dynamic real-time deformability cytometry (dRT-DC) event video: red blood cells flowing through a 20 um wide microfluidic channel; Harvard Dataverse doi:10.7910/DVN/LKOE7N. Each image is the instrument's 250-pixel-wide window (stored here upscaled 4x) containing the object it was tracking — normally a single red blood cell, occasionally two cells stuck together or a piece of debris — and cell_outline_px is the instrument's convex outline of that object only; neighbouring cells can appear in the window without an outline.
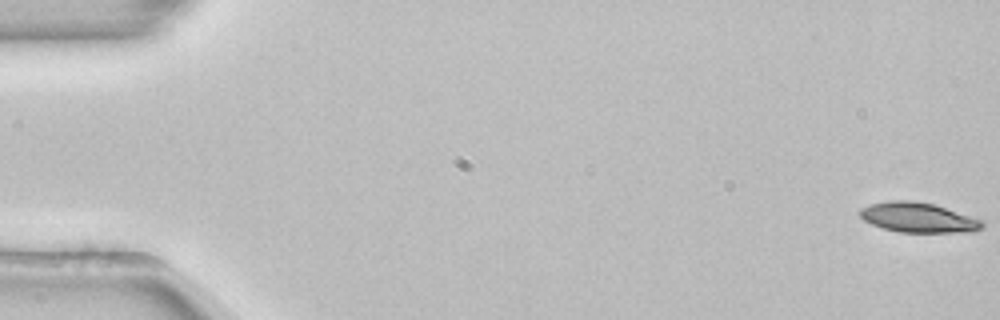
{"species": "common noctule bat (a hibernating species)", "species_latin": "Nyctalus noctula", "temperature_condition": "room temperature", "stored_images_in_passage": 15, "camera_frame_rate_fps": 3000, "um_per_image_px": 0.085, "animal": {"sex": "female", "body_mass_g": 22.7, "forearm_length_mm": 54.2}, "frame": {"image": 1, "passage_image": 1, "time_ms": 0.0, "image_size_px": [1000, 320], "cell_outline_px": [[984, 228], [972, 232], [900, 232], [880, 228], [864, 220], [860, 216], [860, 208], [872, 204], [888, 200], [912, 200], [932, 204], [980, 220], [984, 224]], "centroid_in_image_um": [78.0, 18.5], "position_along_channel_um": 7.0, "area_um2": 21.04}}